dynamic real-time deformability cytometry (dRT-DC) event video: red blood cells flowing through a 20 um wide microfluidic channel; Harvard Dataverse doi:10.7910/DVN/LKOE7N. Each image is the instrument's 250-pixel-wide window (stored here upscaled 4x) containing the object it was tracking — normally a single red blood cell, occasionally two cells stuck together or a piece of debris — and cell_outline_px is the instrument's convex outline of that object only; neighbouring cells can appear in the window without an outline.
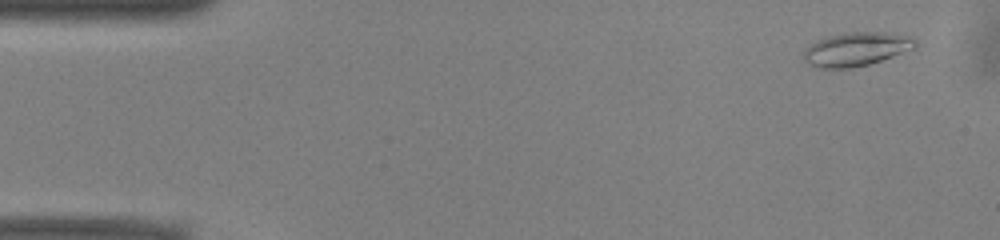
{"species": "common noctule bat (a hibernating species)", "species_latin": "Nyctalus noctula", "temperature_condition": "warm", "stored_images_in_passage": 43, "camera_frame_rate_fps": 3000, "um_per_image_px": 0.085, "animal": {"sex": "male", "body_mass_g": 13.0, "forearm_length_mm": 53.1}, "frame": {"image": 1, "passage_image": 3, "time_ms": 0.667, "image_size_px": [1000, 240], "cell_outline_px": [[916, 48], [868, 64], [852, 68], [820, 68], [804, 60], [804, 48], [816, 40], [828, 36], [844, 32], [888, 32], [908, 36], [916, 40]], "centroid_in_image_um": [72.77, 4.16], "position_along_channel_um": 12.2, "area_um2": 21.85}}
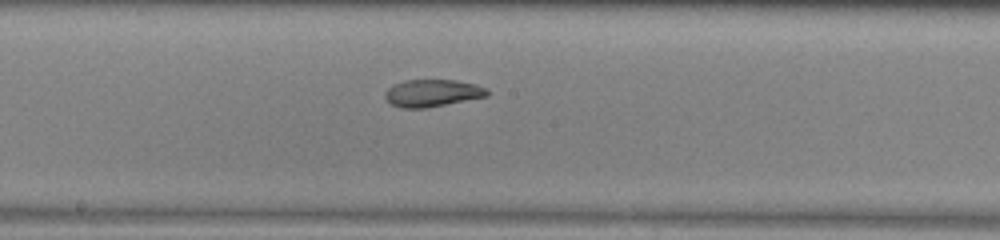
{"frame": {"image": 2, "passage_image": 27, "time_ms": 8.667, "image_size_px": [1000, 240], "cell_outline_px": [[488, 96], [424, 108], [400, 108], [392, 104], [384, 96], [384, 92], [392, 84], [404, 80], [456, 80], [476, 84], [484, 88], [488, 92]], "centroid_in_image_um": [36.7, 7.9], "position_along_channel_um": 211.5, "area_um2": 16.13}}
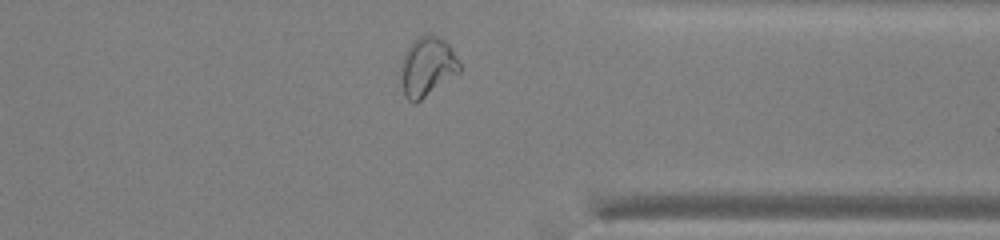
{"frame": {"image": 3, "passage_image": 40, "time_ms": 13.0, "image_size_px": [1000, 240], "cell_outline_px": [[460, 72], [416, 104], [412, 104], [404, 96], [400, 76], [400, 64], [404, 52], [412, 40], [428, 32], [444, 40], [448, 44], [460, 64]], "centroid_in_image_um": [36.27, 5.68], "position_along_channel_um": 375.1, "area_um2": 20.69}, "authors_computed_cell_mechanics": {"area_um2": 18.0914, "velocity_mm_per_s": 3.9293, "shape_relaxation_time_tau1_ms": null, "shape_relaxation_time_tau2_ms": 2.7509, "deformation_change_tau1": null, "deformation_change_tau2": 0.0878}}